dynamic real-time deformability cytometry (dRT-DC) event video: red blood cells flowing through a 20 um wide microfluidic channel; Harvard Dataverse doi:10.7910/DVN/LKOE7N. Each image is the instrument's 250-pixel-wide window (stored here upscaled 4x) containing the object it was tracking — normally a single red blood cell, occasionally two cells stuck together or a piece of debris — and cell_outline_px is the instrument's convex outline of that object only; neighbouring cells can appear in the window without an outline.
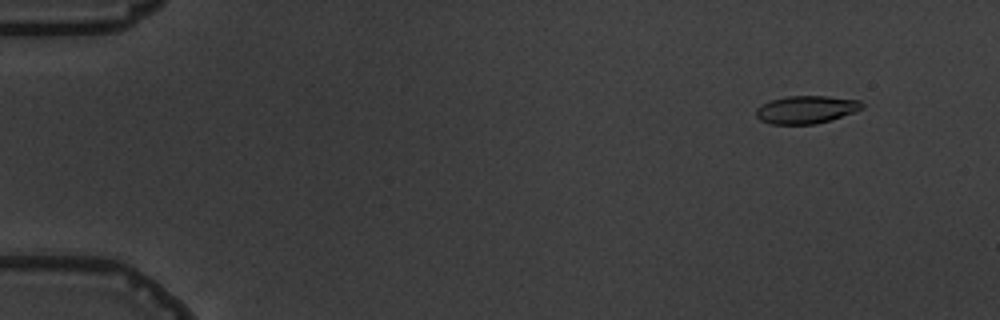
{"species": "common noctule bat (a hibernating species)", "species_latin": "Nyctalus noctula", "temperature_condition": "warm", "stored_images_in_passage": 5, "camera_frame_rate_fps": 3000, "um_per_image_px": 0.085, "animal": {"sex": "male", "body_mass_g": 19.5, "forearm_length_mm": 54.6}, "frame": {"image": 1, "passage_image": 2, "time_ms": 1.0, "image_size_px": [1000, 320], "cell_outline_px": [[864, 108], [856, 112], [816, 124], [772, 124], [760, 120], [756, 116], [756, 108], [760, 104], [784, 96], [828, 96], [860, 100], [864, 104]], "centroid_in_image_um": [68.54, 9.31], "position_along_channel_um": 16.5, "area_um2": 17.34}}
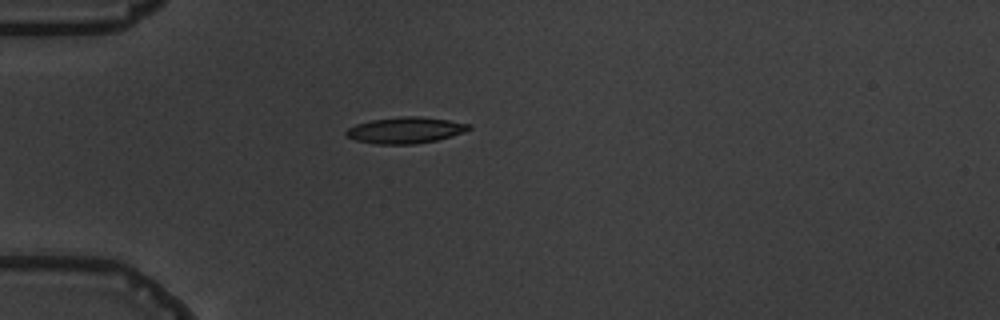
{"frame": {"image": 2, "passage_image": 5, "time_ms": 4.667, "image_size_px": [1000, 320], "cell_outline_px": [[472, 128], [464, 132], [452, 136], [436, 140], [412, 144], [376, 144], [356, 140], [344, 136], [344, 132], [348, 128], [356, 124], [372, 120], [400, 116], [420, 116], [448, 120], [472, 124]], "centroid_in_image_um": [34.46, 11.06], "position_along_channel_um": 50.5, "area_um2": 18.84}}